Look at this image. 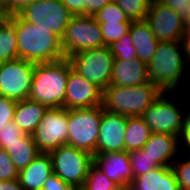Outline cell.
Returning <instances> with one entry per match:
<instances>
[{"instance_id": "35", "label": "cell", "mask_w": 190, "mask_h": 190, "mask_svg": "<svg viewBox=\"0 0 190 190\" xmlns=\"http://www.w3.org/2000/svg\"><path fill=\"white\" fill-rule=\"evenodd\" d=\"M16 101L0 96V129L13 120Z\"/></svg>"}, {"instance_id": "19", "label": "cell", "mask_w": 190, "mask_h": 190, "mask_svg": "<svg viewBox=\"0 0 190 190\" xmlns=\"http://www.w3.org/2000/svg\"><path fill=\"white\" fill-rule=\"evenodd\" d=\"M53 174V163L49 153H40L26 168L18 173L23 190H42L44 183Z\"/></svg>"}, {"instance_id": "9", "label": "cell", "mask_w": 190, "mask_h": 190, "mask_svg": "<svg viewBox=\"0 0 190 190\" xmlns=\"http://www.w3.org/2000/svg\"><path fill=\"white\" fill-rule=\"evenodd\" d=\"M17 14L31 24L53 32L60 39L73 16L61 0H37Z\"/></svg>"}, {"instance_id": "12", "label": "cell", "mask_w": 190, "mask_h": 190, "mask_svg": "<svg viewBox=\"0 0 190 190\" xmlns=\"http://www.w3.org/2000/svg\"><path fill=\"white\" fill-rule=\"evenodd\" d=\"M68 131V110L48 108L32 137L40 153H50L67 145Z\"/></svg>"}, {"instance_id": "34", "label": "cell", "mask_w": 190, "mask_h": 190, "mask_svg": "<svg viewBox=\"0 0 190 190\" xmlns=\"http://www.w3.org/2000/svg\"><path fill=\"white\" fill-rule=\"evenodd\" d=\"M18 170L12 163L5 149L0 148V180L11 181L18 179Z\"/></svg>"}, {"instance_id": "1", "label": "cell", "mask_w": 190, "mask_h": 190, "mask_svg": "<svg viewBox=\"0 0 190 190\" xmlns=\"http://www.w3.org/2000/svg\"><path fill=\"white\" fill-rule=\"evenodd\" d=\"M9 21L15 26L20 59L37 64L65 58L61 39L53 32L25 21L18 14L11 15Z\"/></svg>"}, {"instance_id": "13", "label": "cell", "mask_w": 190, "mask_h": 190, "mask_svg": "<svg viewBox=\"0 0 190 190\" xmlns=\"http://www.w3.org/2000/svg\"><path fill=\"white\" fill-rule=\"evenodd\" d=\"M145 21L159 42L182 41L185 21L171 7L151 0Z\"/></svg>"}, {"instance_id": "22", "label": "cell", "mask_w": 190, "mask_h": 190, "mask_svg": "<svg viewBox=\"0 0 190 190\" xmlns=\"http://www.w3.org/2000/svg\"><path fill=\"white\" fill-rule=\"evenodd\" d=\"M47 109L46 105L30 99L18 101L13 121L25 134L32 135Z\"/></svg>"}, {"instance_id": "7", "label": "cell", "mask_w": 190, "mask_h": 190, "mask_svg": "<svg viewBox=\"0 0 190 190\" xmlns=\"http://www.w3.org/2000/svg\"><path fill=\"white\" fill-rule=\"evenodd\" d=\"M53 163V173L66 184L82 188L94 156L73 146L63 145L50 153Z\"/></svg>"}, {"instance_id": "39", "label": "cell", "mask_w": 190, "mask_h": 190, "mask_svg": "<svg viewBox=\"0 0 190 190\" xmlns=\"http://www.w3.org/2000/svg\"><path fill=\"white\" fill-rule=\"evenodd\" d=\"M72 15H86V0H61Z\"/></svg>"}, {"instance_id": "27", "label": "cell", "mask_w": 190, "mask_h": 190, "mask_svg": "<svg viewBox=\"0 0 190 190\" xmlns=\"http://www.w3.org/2000/svg\"><path fill=\"white\" fill-rule=\"evenodd\" d=\"M128 155L132 167L133 179L160 167L143 149L131 150L128 152Z\"/></svg>"}, {"instance_id": "21", "label": "cell", "mask_w": 190, "mask_h": 190, "mask_svg": "<svg viewBox=\"0 0 190 190\" xmlns=\"http://www.w3.org/2000/svg\"><path fill=\"white\" fill-rule=\"evenodd\" d=\"M128 32L137 51V57L147 65L152 60L159 44L151 27L145 20L131 21Z\"/></svg>"}, {"instance_id": "30", "label": "cell", "mask_w": 190, "mask_h": 190, "mask_svg": "<svg viewBox=\"0 0 190 190\" xmlns=\"http://www.w3.org/2000/svg\"><path fill=\"white\" fill-rule=\"evenodd\" d=\"M131 22L99 23L102 32L104 46L109 47L117 42L123 35L128 33Z\"/></svg>"}, {"instance_id": "11", "label": "cell", "mask_w": 190, "mask_h": 190, "mask_svg": "<svg viewBox=\"0 0 190 190\" xmlns=\"http://www.w3.org/2000/svg\"><path fill=\"white\" fill-rule=\"evenodd\" d=\"M35 63L16 59L0 63V96L16 102L29 98Z\"/></svg>"}, {"instance_id": "15", "label": "cell", "mask_w": 190, "mask_h": 190, "mask_svg": "<svg viewBox=\"0 0 190 190\" xmlns=\"http://www.w3.org/2000/svg\"><path fill=\"white\" fill-rule=\"evenodd\" d=\"M127 117L103 109L99 124L96 155L125 151Z\"/></svg>"}, {"instance_id": "5", "label": "cell", "mask_w": 190, "mask_h": 190, "mask_svg": "<svg viewBox=\"0 0 190 190\" xmlns=\"http://www.w3.org/2000/svg\"><path fill=\"white\" fill-rule=\"evenodd\" d=\"M102 105L68 110L67 145L96 155Z\"/></svg>"}, {"instance_id": "44", "label": "cell", "mask_w": 190, "mask_h": 190, "mask_svg": "<svg viewBox=\"0 0 190 190\" xmlns=\"http://www.w3.org/2000/svg\"><path fill=\"white\" fill-rule=\"evenodd\" d=\"M182 44L184 47L185 58L187 60L188 65H190V34L184 35L182 37Z\"/></svg>"}, {"instance_id": "42", "label": "cell", "mask_w": 190, "mask_h": 190, "mask_svg": "<svg viewBox=\"0 0 190 190\" xmlns=\"http://www.w3.org/2000/svg\"><path fill=\"white\" fill-rule=\"evenodd\" d=\"M0 190H23L18 179L11 181L0 180Z\"/></svg>"}, {"instance_id": "8", "label": "cell", "mask_w": 190, "mask_h": 190, "mask_svg": "<svg viewBox=\"0 0 190 190\" xmlns=\"http://www.w3.org/2000/svg\"><path fill=\"white\" fill-rule=\"evenodd\" d=\"M72 68L88 81L97 84L103 90L110 85L114 56L110 47L81 51L70 56Z\"/></svg>"}, {"instance_id": "43", "label": "cell", "mask_w": 190, "mask_h": 190, "mask_svg": "<svg viewBox=\"0 0 190 190\" xmlns=\"http://www.w3.org/2000/svg\"><path fill=\"white\" fill-rule=\"evenodd\" d=\"M11 14L6 8L4 2L0 1V27L4 26L10 20Z\"/></svg>"}, {"instance_id": "25", "label": "cell", "mask_w": 190, "mask_h": 190, "mask_svg": "<svg viewBox=\"0 0 190 190\" xmlns=\"http://www.w3.org/2000/svg\"><path fill=\"white\" fill-rule=\"evenodd\" d=\"M19 59L15 26L8 21L0 27V63Z\"/></svg>"}, {"instance_id": "2", "label": "cell", "mask_w": 190, "mask_h": 190, "mask_svg": "<svg viewBox=\"0 0 190 190\" xmlns=\"http://www.w3.org/2000/svg\"><path fill=\"white\" fill-rule=\"evenodd\" d=\"M187 65L182 41H160L147 64L148 77L161 92H176Z\"/></svg>"}, {"instance_id": "41", "label": "cell", "mask_w": 190, "mask_h": 190, "mask_svg": "<svg viewBox=\"0 0 190 190\" xmlns=\"http://www.w3.org/2000/svg\"><path fill=\"white\" fill-rule=\"evenodd\" d=\"M112 1L113 0H86V15L94 16L100 9Z\"/></svg>"}, {"instance_id": "28", "label": "cell", "mask_w": 190, "mask_h": 190, "mask_svg": "<svg viewBox=\"0 0 190 190\" xmlns=\"http://www.w3.org/2000/svg\"><path fill=\"white\" fill-rule=\"evenodd\" d=\"M131 21L145 20L151 0H113Z\"/></svg>"}, {"instance_id": "24", "label": "cell", "mask_w": 190, "mask_h": 190, "mask_svg": "<svg viewBox=\"0 0 190 190\" xmlns=\"http://www.w3.org/2000/svg\"><path fill=\"white\" fill-rule=\"evenodd\" d=\"M150 136V127L141 117H127L125 151L142 149Z\"/></svg>"}, {"instance_id": "29", "label": "cell", "mask_w": 190, "mask_h": 190, "mask_svg": "<svg viewBox=\"0 0 190 190\" xmlns=\"http://www.w3.org/2000/svg\"><path fill=\"white\" fill-rule=\"evenodd\" d=\"M94 18L98 23L131 22L125 12L113 1L100 9Z\"/></svg>"}, {"instance_id": "18", "label": "cell", "mask_w": 190, "mask_h": 190, "mask_svg": "<svg viewBox=\"0 0 190 190\" xmlns=\"http://www.w3.org/2000/svg\"><path fill=\"white\" fill-rule=\"evenodd\" d=\"M179 146V137L176 135L151 133L150 138L142 149L159 166L171 167L176 160L178 151H181Z\"/></svg>"}, {"instance_id": "45", "label": "cell", "mask_w": 190, "mask_h": 190, "mask_svg": "<svg viewBox=\"0 0 190 190\" xmlns=\"http://www.w3.org/2000/svg\"><path fill=\"white\" fill-rule=\"evenodd\" d=\"M190 34V14L184 22V35Z\"/></svg>"}, {"instance_id": "31", "label": "cell", "mask_w": 190, "mask_h": 190, "mask_svg": "<svg viewBox=\"0 0 190 190\" xmlns=\"http://www.w3.org/2000/svg\"><path fill=\"white\" fill-rule=\"evenodd\" d=\"M114 59H129L137 57V51L133 46L131 36L128 33L123 35L117 42L109 46Z\"/></svg>"}, {"instance_id": "26", "label": "cell", "mask_w": 190, "mask_h": 190, "mask_svg": "<svg viewBox=\"0 0 190 190\" xmlns=\"http://www.w3.org/2000/svg\"><path fill=\"white\" fill-rule=\"evenodd\" d=\"M83 190H125L110 180L94 163L88 170Z\"/></svg>"}, {"instance_id": "14", "label": "cell", "mask_w": 190, "mask_h": 190, "mask_svg": "<svg viewBox=\"0 0 190 190\" xmlns=\"http://www.w3.org/2000/svg\"><path fill=\"white\" fill-rule=\"evenodd\" d=\"M103 89L77 73L69 61L65 109L92 108L102 105Z\"/></svg>"}, {"instance_id": "3", "label": "cell", "mask_w": 190, "mask_h": 190, "mask_svg": "<svg viewBox=\"0 0 190 190\" xmlns=\"http://www.w3.org/2000/svg\"><path fill=\"white\" fill-rule=\"evenodd\" d=\"M69 59L35 64L29 98L48 108H65Z\"/></svg>"}, {"instance_id": "32", "label": "cell", "mask_w": 190, "mask_h": 190, "mask_svg": "<svg viewBox=\"0 0 190 190\" xmlns=\"http://www.w3.org/2000/svg\"><path fill=\"white\" fill-rule=\"evenodd\" d=\"M26 134L22 129H20L14 121H10L0 129V148L6 149L11 146V144H15L16 142H21V139Z\"/></svg>"}, {"instance_id": "6", "label": "cell", "mask_w": 190, "mask_h": 190, "mask_svg": "<svg viewBox=\"0 0 190 190\" xmlns=\"http://www.w3.org/2000/svg\"><path fill=\"white\" fill-rule=\"evenodd\" d=\"M61 46L65 58L104 46L100 24L94 16L73 15L61 38Z\"/></svg>"}, {"instance_id": "23", "label": "cell", "mask_w": 190, "mask_h": 190, "mask_svg": "<svg viewBox=\"0 0 190 190\" xmlns=\"http://www.w3.org/2000/svg\"><path fill=\"white\" fill-rule=\"evenodd\" d=\"M5 150L18 172L26 168L40 154L32 135L29 134H26L21 142L11 144Z\"/></svg>"}, {"instance_id": "20", "label": "cell", "mask_w": 190, "mask_h": 190, "mask_svg": "<svg viewBox=\"0 0 190 190\" xmlns=\"http://www.w3.org/2000/svg\"><path fill=\"white\" fill-rule=\"evenodd\" d=\"M128 190H180L172 167L160 166L133 179Z\"/></svg>"}, {"instance_id": "33", "label": "cell", "mask_w": 190, "mask_h": 190, "mask_svg": "<svg viewBox=\"0 0 190 190\" xmlns=\"http://www.w3.org/2000/svg\"><path fill=\"white\" fill-rule=\"evenodd\" d=\"M172 170L175 173L180 190H190V157L176 161L172 164Z\"/></svg>"}, {"instance_id": "4", "label": "cell", "mask_w": 190, "mask_h": 190, "mask_svg": "<svg viewBox=\"0 0 190 190\" xmlns=\"http://www.w3.org/2000/svg\"><path fill=\"white\" fill-rule=\"evenodd\" d=\"M161 94L151 82L137 86L109 85L103 90V109L126 117H140Z\"/></svg>"}, {"instance_id": "16", "label": "cell", "mask_w": 190, "mask_h": 190, "mask_svg": "<svg viewBox=\"0 0 190 190\" xmlns=\"http://www.w3.org/2000/svg\"><path fill=\"white\" fill-rule=\"evenodd\" d=\"M94 164L122 189L128 190L132 184L133 173L127 151L94 155Z\"/></svg>"}, {"instance_id": "17", "label": "cell", "mask_w": 190, "mask_h": 190, "mask_svg": "<svg viewBox=\"0 0 190 190\" xmlns=\"http://www.w3.org/2000/svg\"><path fill=\"white\" fill-rule=\"evenodd\" d=\"M147 65L138 57L114 59L110 85L137 86L149 83Z\"/></svg>"}, {"instance_id": "40", "label": "cell", "mask_w": 190, "mask_h": 190, "mask_svg": "<svg viewBox=\"0 0 190 190\" xmlns=\"http://www.w3.org/2000/svg\"><path fill=\"white\" fill-rule=\"evenodd\" d=\"M37 0H5L7 10L11 15L17 14L24 7L34 3Z\"/></svg>"}, {"instance_id": "36", "label": "cell", "mask_w": 190, "mask_h": 190, "mask_svg": "<svg viewBox=\"0 0 190 190\" xmlns=\"http://www.w3.org/2000/svg\"><path fill=\"white\" fill-rule=\"evenodd\" d=\"M165 6L171 7L185 21L190 14V0H157Z\"/></svg>"}, {"instance_id": "37", "label": "cell", "mask_w": 190, "mask_h": 190, "mask_svg": "<svg viewBox=\"0 0 190 190\" xmlns=\"http://www.w3.org/2000/svg\"><path fill=\"white\" fill-rule=\"evenodd\" d=\"M184 113L183 129L179 137V143L180 147H183L180 149H185L184 153L186 154L188 150L190 151V110Z\"/></svg>"}, {"instance_id": "10", "label": "cell", "mask_w": 190, "mask_h": 190, "mask_svg": "<svg viewBox=\"0 0 190 190\" xmlns=\"http://www.w3.org/2000/svg\"><path fill=\"white\" fill-rule=\"evenodd\" d=\"M174 92H161L140 116L150 127L151 133H167L180 137L183 129L184 112L176 106L171 96ZM183 115V116H182Z\"/></svg>"}, {"instance_id": "38", "label": "cell", "mask_w": 190, "mask_h": 190, "mask_svg": "<svg viewBox=\"0 0 190 190\" xmlns=\"http://www.w3.org/2000/svg\"><path fill=\"white\" fill-rule=\"evenodd\" d=\"M77 188L66 184L54 173L48 177L42 190H76Z\"/></svg>"}]
</instances>
